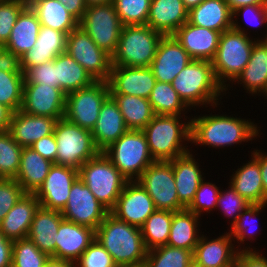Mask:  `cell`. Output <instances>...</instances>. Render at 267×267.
<instances>
[{
	"instance_id": "60d3db41",
	"label": "cell",
	"mask_w": 267,
	"mask_h": 267,
	"mask_svg": "<svg viewBox=\"0 0 267 267\" xmlns=\"http://www.w3.org/2000/svg\"><path fill=\"white\" fill-rule=\"evenodd\" d=\"M192 260L193 251L165 245L149 250L143 267H187Z\"/></svg>"
},
{
	"instance_id": "7a4b0ae2",
	"label": "cell",
	"mask_w": 267,
	"mask_h": 267,
	"mask_svg": "<svg viewBox=\"0 0 267 267\" xmlns=\"http://www.w3.org/2000/svg\"><path fill=\"white\" fill-rule=\"evenodd\" d=\"M190 142L214 148L248 142L259 136L258 126L247 119L226 115H203L190 119Z\"/></svg>"
},
{
	"instance_id": "44dd1931",
	"label": "cell",
	"mask_w": 267,
	"mask_h": 267,
	"mask_svg": "<svg viewBox=\"0 0 267 267\" xmlns=\"http://www.w3.org/2000/svg\"><path fill=\"white\" fill-rule=\"evenodd\" d=\"M220 32L194 26L188 21L173 36L193 60L212 61L219 44Z\"/></svg>"
},
{
	"instance_id": "680465c9",
	"label": "cell",
	"mask_w": 267,
	"mask_h": 267,
	"mask_svg": "<svg viewBox=\"0 0 267 267\" xmlns=\"http://www.w3.org/2000/svg\"><path fill=\"white\" fill-rule=\"evenodd\" d=\"M12 245L13 240L0 231V267H12Z\"/></svg>"
},
{
	"instance_id": "c3c4849f",
	"label": "cell",
	"mask_w": 267,
	"mask_h": 267,
	"mask_svg": "<svg viewBox=\"0 0 267 267\" xmlns=\"http://www.w3.org/2000/svg\"><path fill=\"white\" fill-rule=\"evenodd\" d=\"M250 205V202L240 196L233 187L229 185L228 190H224V192L220 190L216 207H219L222 213L227 217L231 216L233 218L230 225V227H232L237 222L241 212Z\"/></svg>"
},
{
	"instance_id": "2644e50d",
	"label": "cell",
	"mask_w": 267,
	"mask_h": 267,
	"mask_svg": "<svg viewBox=\"0 0 267 267\" xmlns=\"http://www.w3.org/2000/svg\"><path fill=\"white\" fill-rule=\"evenodd\" d=\"M263 93V94H262ZM261 94H262V96H266L267 97V83H266V85H265V88L261 91Z\"/></svg>"
},
{
	"instance_id": "f6af8a7d",
	"label": "cell",
	"mask_w": 267,
	"mask_h": 267,
	"mask_svg": "<svg viewBox=\"0 0 267 267\" xmlns=\"http://www.w3.org/2000/svg\"><path fill=\"white\" fill-rule=\"evenodd\" d=\"M123 26L146 25L151 0H113Z\"/></svg>"
},
{
	"instance_id": "9c48e42d",
	"label": "cell",
	"mask_w": 267,
	"mask_h": 267,
	"mask_svg": "<svg viewBox=\"0 0 267 267\" xmlns=\"http://www.w3.org/2000/svg\"><path fill=\"white\" fill-rule=\"evenodd\" d=\"M54 135L57 143V165L79 169L85 162L100 153L91 131L65 118L57 120Z\"/></svg>"
},
{
	"instance_id": "9a60e30c",
	"label": "cell",
	"mask_w": 267,
	"mask_h": 267,
	"mask_svg": "<svg viewBox=\"0 0 267 267\" xmlns=\"http://www.w3.org/2000/svg\"><path fill=\"white\" fill-rule=\"evenodd\" d=\"M156 210L153 200L137 180L127 181L110 211L118 220L141 228L148 217Z\"/></svg>"
},
{
	"instance_id": "a7ac6f4b",
	"label": "cell",
	"mask_w": 267,
	"mask_h": 267,
	"mask_svg": "<svg viewBox=\"0 0 267 267\" xmlns=\"http://www.w3.org/2000/svg\"><path fill=\"white\" fill-rule=\"evenodd\" d=\"M187 267H202L200 264H198L194 259L188 264Z\"/></svg>"
},
{
	"instance_id": "4dcf8cb0",
	"label": "cell",
	"mask_w": 267,
	"mask_h": 267,
	"mask_svg": "<svg viewBox=\"0 0 267 267\" xmlns=\"http://www.w3.org/2000/svg\"><path fill=\"white\" fill-rule=\"evenodd\" d=\"M252 159L233 173L229 182L233 189L251 204H267V195L264 193L260 164Z\"/></svg>"
},
{
	"instance_id": "91938a15",
	"label": "cell",
	"mask_w": 267,
	"mask_h": 267,
	"mask_svg": "<svg viewBox=\"0 0 267 267\" xmlns=\"http://www.w3.org/2000/svg\"><path fill=\"white\" fill-rule=\"evenodd\" d=\"M78 22L83 18L87 8L85 0H58Z\"/></svg>"
},
{
	"instance_id": "d590c367",
	"label": "cell",
	"mask_w": 267,
	"mask_h": 267,
	"mask_svg": "<svg viewBox=\"0 0 267 267\" xmlns=\"http://www.w3.org/2000/svg\"><path fill=\"white\" fill-rule=\"evenodd\" d=\"M199 219L200 216L187 209L174 212L167 245L194 252L201 237L197 228Z\"/></svg>"
},
{
	"instance_id": "e0dca14e",
	"label": "cell",
	"mask_w": 267,
	"mask_h": 267,
	"mask_svg": "<svg viewBox=\"0 0 267 267\" xmlns=\"http://www.w3.org/2000/svg\"><path fill=\"white\" fill-rule=\"evenodd\" d=\"M78 178V169L53 164L42 185L34 193L40 206L62 211L67 204L71 186Z\"/></svg>"
},
{
	"instance_id": "7c38bea8",
	"label": "cell",
	"mask_w": 267,
	"mask_h": 267,
	"mask_svg": "<svg viewBox=\"0 0 267 267\" xmlns=\"http://www.w3.org/2000/svg\"><path fill=\"white\" fill-rule=\"evenodd\" d=\"M153 200L156 210L173 212L186 209L178 199L170 161H155L137 179Z\"/></svg>"
},
{
	"instance_id": "94428289",
	"label": "cell",
	"mask_w": 267,
	"mask_h": 267,
	"mask_svg": "<svg viewBox=\"0 0 267 267\" xmlns=\"http://www.w3.org/2000/svg\"><path fill=\"white\" fill-rule=\"evenodd\" d=\"M253 157L260 164V173L262 177V183L264 188V193L267 195V154L260 152L259 150L252 151Z\"/></svg>"
},
{
	"instance_id": "6125c7cd",
	"label": "cell",
	"mask_w": 267,
	"mask_h": 267,
	"mask_svg": "<svg viewBox=\"0 0 267 267\" xmlns=\"http://www.w3.org/2000/svg\"><path fill=\"white\" fill-rule=\"evenodd\" d=\"M232 13L243 6L266 5L267 0H225Z\"/></svg>"
},
{
	"instance_id": "ab89813d",
	"label": "cell",
	"mask_w": 267,
	"mask_h": 267,
	"mask_svg": "<svg viewBox=\"0 0 267 267\" xmlns=\"http://www.w3.org/2000/svg\"><path fill=\"white\" fill-rule=\"evenodd\" d=\"M155 115H179L189 108L179 97L172 84L156 81L149 97ZM184 109V110H183Z\"/></svg>"
},
{
	"instance_id": "ac0fdd59",
	"label": "cell",
	"mask_w": 267,
	"mask_h": 267,
	"mask_svg": "<svg viewBox=\"0 0 267 267\" xmlns=\"http://www.w3.org/2000/svg\"><path fill=\"white\" fill-rule=\"evenodd\" d=\"M110 94H125L149 99L156 78L150 67L112 66L107 81Z\"/></svg>"
},
{
	"instance_id": "83f0119b",
	"label": "cell",
	"mask_w": 267,
	"mask_h": 267,
	"mask_svg": "<svg viewBox=\"0 0 267 267\" xmlns=\"http://www.w3.org/2000/svg\"><path fill=\"white\" fill-rule=\"evenodd\" d=\"M39 206V201L34 194L25 193L0 223L2 234L13 241L27 238Z\"/></svg>"
},
{
	"instance_id": "e575fe53",
	"label": "cell",
	"mask_w": 267,
	"mask_h": 267,
	"mask_svg": "<svg viewBox=\"0 0 267 267\" xmlns=\"http://www.w3.org/2000/svg\"><path fill=\"white\" fill-rule=\"evenodd\" d=\"M53 62L56 64V88H60L66 95L95 82L83 66L66 51L53 59Z\"/></svg>"
},
{
	"instance_id": "816d5d0a",
	"label": "cell",
	"mask_w": 267,
	"mask_h": 267,
	"mask_svg": "<svg viewBox=\"0 0 267 267\" xmlns=\"http://www.w3.org/2000/svg\"><path fill=\"white\" fill-rule=\"evenodd\" d=\"M24 194L22 186L15 179L0 178V223Z\"/></svg>"
},
{
	"instance_id": "4fadbf2b",
	"label": "cell",
	"mask_w": 267,
	"mask_h": 267,
	"mask_svg": "<svg viewBox=\"0 0 267 267\" xmlns=\"http://www.w3.org/2000/svg\"><path fill=\"white\" fill-rule=\"evenodd\" d=\"M66 52L92 76L95 81H108L111 56L100 49L79 26L66 38Z\"/></svg>"
},
{
	"instance_id": "52a82bcc",
	"label": "cell",
	"mask_w": 267,
	"mask_h": 267,
	"mask_svg": "<svg viewBox=\"0 0 267 267\" xmlns=\"http://www.w3.org/2000/svg\"><path fill=\"white\" fill-rule=\"evenodd\" d=\"M162 37L147 25L123 26L112 66L150 67Z\"/></svg>"
},
{
	"instance_id": "03108f58",
	"label": "cell",
	"mask_w": 267,
	"mask_h": 267,
	"mask_svg": "<svg viewBox=\"0 0 267 267\" xmlns=\"http://www.w3.org/2000/svg\"><path fill=\"white\" fill-rule=\"evenodd\" d=\"M185 8L190 11L191 9L199 6L204 0H182Z\"/></svg>"
},
{
	"instance_id": "6f0895ef",
	"label": "cell",
	"mask_w": 267,
	"mask_h": 267,
	"mask_svg": "<svg viewBox=\"0 0 267 267\" xmlns=\"http://www.w3.org/2000/svg\"><path fill=\"white\" fill-rule=\"evenodd\" d=\"M0 70L9 73H23L20 57L3 46L0 47Z\"/></svg>"
},
{
	"instance_id": "5bb4252c",
	"label": "cell",
	"mask_w": 267,
	"mask_h": 267,
	"mask_svg": "<svg viewBox=\"0 0 267 267\" xmlns=\"http://www.w3.org/2000/svg\"><path fill=\"white\" fill-rule=\"evenodd\" d=\"M110 211L101 204L79 177L71 186L67 204L61 211L64 220L98 228Z\"/></svg>"
},
{
	"instance_id": "ffe728a7",
	"label": "cell",
	"mask_w": 267,
	"mask_h": 267,
	"mask_svg": "<svg viewBox=\"0 0 267 267\" xmlns=\"http://www.w3.org/2000/svg\"><path fill=\"white\" fill-rule=\"evenodd\" d=\"M95 240V230L63 220L56 238V259L75 263Z\"/></svg>"
},
{
	"instance_id": "d6a6232c",
	"label": "cell",
	"mask_w": 267,
	"mask_h": 267,
	"mask_svg": "<svg viewBox=\"0 0 267 267\" xmlns=\"http://www.w3.org/2000/svg\"><path fill=\"white\" fill-rule=\"evenodd\" d=\"M40 28L41 24L37 15L29 6H26L19 14L10 37L3 47L21 58L34 46Z\"/></svg>"
},
{
	"instance_id": "30bf717a",
	"label": "cell",
	"mask_w": 267,
	"mask_h": 267,
	"mask_svg": "<svg viewBox=\"0 0 267 267\" xmlns=\"http://www.w3.org/2000/svg\"><path fill=\"white\" fill-rule=\"evenodd\" d=\"M79 27L84 30L96 45L108 53L114 54L123 24L113 3L87 6Z\"/></svg>"
},
{
	"instance_id": "9f6ffc18",
	"label": "cell",
	"mask_w": 267,
	"mask_h": 267,
	"mask_svg": "<svg viewBox=\"0 0 267 267\" xmlns=\"http://www.w3.org/2000/svg\"><path fill=\"white\" fill-rule=\"evenodd\" d=\"M30 147L37 153H39L43 158L56 164L57 143L54 133L48 136H44L43 138L34 142Z\"/></svg>"
},
{
	"instance_id": "89a4df30",
	"label": "cell",
	"mask_w": 267,
	"mask_h": 267,
	"mask_svg": "<svg viewBox=\"0 0 267 267\" xmlns=\"http://www.w3.org/2000/svg\"><path fill=\"white\" fill-rule=\"evenodd\" d=\"M18 1L25 4L26 6H30L35 0H18Z\"/></svg>"
},
{
	"instance_id": "003e7915",
	"label": "cell",
	"mask_w": 267,
	"mask_h": 267,
	"mask_svg": "<svg viewBox=\"0 0 267 267\" xmlns=\"http://www.w3.org/2000/svg\"><path fill=\"white\" fill-rule=\"evenodd\" d=\"M113 0H85L87 6L98 5V4H107L111 3Z\"/></svg>"
},
{
	"instance_id": "b9f144b4",
	"label": "cell",
	"mask_w": 267,
	"mask_h": 267,
	"mask_svg": "<svg viewBox=\"0 0 267 267\" xmlns=\"http://www.w3.org/2000/svg\"><path fill=\"white\" fill-rule=\"evenodd\" d=\"M23 148L8 130L0 132V178L15 179L20 167Z\"/></svg>"
},
{
	"instance_id": "f1b7e54d",
	"label": "cell",
	"mask_w": 267,
	"mask_h": 267,
	"mask_svg": "<svg viewBox=\"0 0 267 267\" xmlns=\"http://www.w3.org/2000/svg\"><path fill=\"white\" fill-rule=\"evenodd\" d=\"M173 167L175 186L179 202L187 208L204 177L199 169V164L193 155L188 152L180 157L170 160Z\"/></svg>"
},
{
	"instance_id": "db71d44e",
	"label": "cell",
	"mask_w": 267,
	"mask_h": 267,
	"mask_svg": "<svg viewBox=\"0 0 267 267\" xmlns=\"http://www.w3.org/2000/svg\"><path fill=\"white\" fill-rule=\"evenodd\" d=\"M243 14L245 21L251 25H264L267 28V9L266 5H248L236 9L233 12V17ZM254 16V17H253ZM251 17V19H250ZM254 21V22H252ZM252 27V26H251ZM266 36V37H265ZM261 40H267V34Z\"/></svg>"
},
{
	"instance_id": "d6986e66",
	"label": "cell",
	"mask_w": 267,
	"mask_h": 267,
	"mask_svg": "<svg viewBox=\"0 0 267 267\" xmlns=\"http://www.w3.org/2000/svg\"><path fill=\"white\" fill-rule=\"evenodd\" d=\"M193 59L173 35L163 36L157 46L150 68L156 81L172 83Z\"/></svg>"
},
{
	"instance_id": "74e56055",
	"label": "cell",
	"mask_w": 267,
	"mask_h": 267,
	"mask_svg": "<svg viewBox=\"0 0 267 267\" xmlns=\"http://www.w3.org/2000/svg\"><path fill=\"white\" fill-rule=\"evenodd\" d=\"M110 95L116 101L129 130H143L155 116L149 99L125 94Z\"/></svg>"
},
{
	"instance_id": "5b68a950",
	"label": "cell",
	"mask_w": 267,
	"mask_h": 267,
	"mask_svg": "<svg viewBox=\"0 0 267 267\" xmlns=\"http://www.w3.org/2000/svg\"><path fill=\"white\" fill-rule=\"evenodd\" d=\"M180 117L155 115L142 130L155 161H170L190 152L182 143L191 141V123L182 122Z\"/></svg>"
},
{
	"instance_id": "3957f363",
	"label": "cell",
	"mask_w": 267,
	"mask_h": 267,
	"mask_svg": "<svg viewBox=\"0 0 267 267\" xmlns=\"http://www.w3.org/2000/svg\"><path fill=\"white\" fill-rule=\"evenodd\" d=\"M238 24L237 18L233 17L232 28L220 34L218 48L211 61L215 77L225 91L230 86L225 84L227 80L234 82L249 62L256 42Z\"/></svg>"
},
{
	"instance_id": "7402d4cb",
	"label": "cell",
	"mask_w": 267,
	"mask_h": 267,
	"mask_svg": "<svg viewBox=\"0 0 267 267\" xmlns=\"http://www.w3.org/2000/svg\"><path fill=\"white\" fill-rule=\"evenodd\" d=\"M57 119L48 116L27 114L20 109L12 113L8 131L14 141L22 148L54 133Z\"/></svg>"
},
{
	"instance_id": "681fc988",
	"label": "cell",
	"mask_w": 267,
	"mask_h": 267,
	"mask_svg": "<svg viewBox=\"0 0 267 267\" xmlns=\"http://www.w3.org/2000/svg\"><path fill=\"white\" fill-rule=\"evenodd\" d=\"M74 264L75 267H117L112 256L96 239Z\"/></svg>"
},
{
	"instance_id": "7bdbcfd3",
	"label": "cell",
	"mask_w": 267,
	"mask_h": 267,
	"mask_svg": "<svg viewBox=\"0 0 267 267\" xmlns=\"http://www.w3.org/2000/svg\"><path fill=\"white\" fill-rule=\"evenodd\" d=\"M24 73H9L0 70V104L12 113L22 106Z\"/></svg>"
},
{
	"instance_id": "bcb514c9",
	"label": "cell",
	"mask_w": 267,
	"mask_h": 267,
	"mask_svg": "<svg viewBox=\"0 0 267 267\" xmlns=\"http://www.w3.org/2000/svg\"><path fill=\"white\" fill-rule=\"evenodd\" d=\"M219 188L214 183L203 181L199 184L194 199L191 204L186 208L187 210L201 216L203 211L208 212L216 208L219 197Z\"/></svg>"
},
{
	"instance_id": "f907efd6",
	"label": "cell",
	"mask_w": 267,
	"mask_h": 267,
	"mask_svg": "<svg viewBox=\"0 0 267 267\" xmlns=\"http://www.w3.org/2000/svg\"><path fill=\"white\" fill-rule=\"evenodd\" d=\"M266 206L267 204H263V205L251 204L245 210H243L241 214L238 216L237 222L231 227V230L229 232L231 237L232 238L234 237V239L237 240L238 243L240 241V244L241 243L243 244L245 239L246 240L248 238L250 239V237L251 239H254L253 232H255L254 231L255 228L248 229L250 225L248 227L246 225L250 224L249 222L252 221V219L254 218L256 219V216L259 215V212H261L262 209H264ZM247 219L249 220V222L247 221ZM255 219H254V222H255Z\"/></svg>"
},
{
	"instance_id": "d4e9b609",
	"label": "cell",
	"mask_w": 267,
	"mask_h": 267,
	"mask_svg": "<svg viewBox=\"0 0 267 267\" xmlns=\"http://www.w3.org/2000/svg\"><path fill=\"white\" fill-rule=\"evenodd\" d=\"M67 35L61 31L41 26L34 46L20 58L21 69L25 74L30 68L55 59L66 51Z\"/></svg>"
},
{
	"instance_id": "8d00e7d4",
	"label": "cell",
	"mask_w": 267,
	"mask_h": 267,
	"mask_svg": "<svg viewBox=\"0 0 267 267\" xmlns=\"http://www.w3.org/2000/svg\"><path fill=\"white\" fill-rule=\"evenodd\" d=\"M37 15L41 26L52 28L68 35L79 26L58 0H35L29 6Z\"/></svg>"
},
{
	"instance_id": "7dc6e473",
	"label": "cell",
	"mask_w": 267,
	"mask_h": 267,
	"mask_svg": "<svg viewBox=\"0 0 267 267\" xmlns=\"http://www.w3.org/2000/svg\"><path fill=\"white\" fill-rule=\"evenodd\" d=\"M25 7L26 5L18 0H0V47L6 44L19 14Z\"/></svg>"
},
{
	"instance_id": "f5cc1de1",
	"label": "cell",
	"mask_w": 267,
	"mask_h": 267,
	"mask_svg": "<svg viewBox=\"0 0 267 267\" xmlns=\"http://www.w3.org/2000/svg\"><path fill=\"white\" fill-rule=\"evenodd\" d=\"M24 81V83H37L56 87V64L51 60L30 68L24 74Z\"/></svg>"
},
{
	"instance_id": "be15d7a7",
	"label": "cell",
	"mask_w": 267,
	"mask_h": 267,
	"mask_svg": "<svg viewBox=\"0 0 267 267\" xmlns=\"http://www.w3.org/2000/svg\"><path fill=\"white\" fill-rule=\"evenodd\" d=\"M11 115L12 112L0 104V132L8 130Z\"/></svg>"
},
{
	"instance_id": "836d02e7",
	"label": "cell",
	"mask_w": 267,
	"mask_h": 267,
	"mask_svg": "<svg viewBox=\"0 0 267 267\" xmlns=\"http://www.w3.org/2000/svg\"><path fill=\"white\" fill-rule=\"evenodd\" d=\"M243 83L249 94L256 95L265 88L267 83V40L257 39L249 62L234 82Z\"/></svg>"
},
{
	"instance_id": "277c9868",
	"label": "cell",
	"mask_w": 267,
	"mask_h": 267,
	"mask_svg": "<svg viewBox=\"0 0 267 267\" xmlns=\"http://www.w3.org/2000/svg\"><path fill=\"white\" fill-rule=\"evenodd\" d=\"M171 84L188 107L207 104L217 107V97L225 92L215 77L211 61L205 60H192Z\"/></svg>"
},
{
	"instance_id": "8992f818",
	"label": "cell",
	"mask_w": 267,
	"mask_h": 267,
	"mask_svg": "<svg viewBox=\"0 0 267 267\" xmlns=\"http://www.w3.org/2000/svg\"><path fill=\"white\" fill-rule=\"evenodd\" d=\"M78 177L109 211L115 207L128 181L104 152L85 162L78 169Z\"/></svg>"
},
{
	"instance_id": "4316f807",
	"label": "cell",
	"mask_w": 267,
	"mask_h": 267,
	"mask_svg": "<svg viewBox=\"0 0 267 267\" xmlns=\"http://www.w3.org/2000/svg\"><path fill=\"white\" fill-rule=\"evenodd\" d=\"M64 220L60 211L39 206L27 238L31 240L40 251L56 259V238L60 223Z\"/></svg>"
},
{
	"instance_id": "484cf974",
	"label": "cell",
	"mask_w": 267,
	"mask_h": 267,
	"mask_svg": "<svg viewBox=\"0 0 267 267\" xmlns=\"http://www.w3.org/2000/svg\"><path fill=\"white\" fill-rule=\"evenodd\" d=\"M182 0H151L146 25L163 36L173 35L188 21Z\"/></svg>"
},
{
	"instance_id": "f546056e",
	"label": "cell",
	"mask_w": 267,
	"mask_h": 267,
	"mask_svg": "<svg viewBox=\"0 0 267 267\" xmlns=\"http://www.w3.org/2000/svg\"><path fill=\"white\" fill-rule=\"evenodd\" d=\"M188 22L222 33L232 28L233 13L225 0H204L189 11Z\"/></svg>"
},
{
	"instance_id": "8fae6325",
	"label": "cell",
	"mask_w": 267,
	"mask_h": 267,
	"mask_svg": "<svg viewBox=\"0 0 267 267\" xmlns=\"http://www.w3.org/2000/svg\"><path fill=\"white\" fill-rule=\"evenodd\" d=\"M109 95L110 89L106 81H95L90 86L67 94L64 118L92 131L99 117L100 108Z\"/></svg>"
},
{
	"instance_id": "2e32d148",
	"label": "cell",
	"mask_w": 267,
	"mask_h": 267,
	"mask_svg": "<svg viewBox=\"0 0 267 267\" xmlns=\"http://www.w3.org/2000/svg\"><path fill=\"white\" fill-rule=\"evenodd\" d=\"M66 94L56 87L24 83L21 111L35 116L64 118Z\"/></svg>"
},
{
	"instance_id": "1f68e13d",
	"label": "cell",
	"mask_w": 267,
	"mask_h": 267,
	"mask_svg": "<svg viewBox=\"0 0 267 267\" xmlns=\"http://www.w3.org/2000/svg\"><path fill=\"white\" fill-rule=\"evenodd\" d=\"M53 164L31 147H24L15 180L22 186L25 193L34 194L49 174Z\"/></svg>"
},
{
	"instance_id": "603a6c76",
	"label": "cell",
	"mask_w": 267,
	"mask_h": 267,
	"mask_svg": "<svg viewBox=\"0 0 267 267\" xmlns=\"http://www.w3.org/2000/svg\"><path fill=\"white\" fill-rule=\"evenodd\" d=\"M230 233L208 240L202 234L193 252V259L202 267H235L239 250L234 248Z\"/></svg>"
},
{
	"instance_id": "f35d334b",
	"label": "cell",
	"mask_w": 267,
	"mask_h": 267,
	"mask_svg": "<svg viewBox=\"0 0 267 267\" xmlns=\"http://www.w3.org/2000/svg\"><path fill=\"white\" fill-rule=\"evenodd\" d=\"M173 213L169 210H155L140 228L148 251L167 245Z\"/></svg>"
},
{
	"instance_id": "6da1fadb",
	"label": "cell",
	"mask_w": 267,
	"mask_h": 267,
	"mask_svg": "<svg viewBox=\"0 0 267 267\" xmlns=\"http://www.w3.org/2000/svg\"><path fill=\"white\" fill-rule=\"evenodd\" d=\"M95 239L117 266H143L148 250L141 229L109 213L95 230Z\"/></svg>"
},
{
	"instance_id": "11a10c76",
	"label": "cell",
	"mask_w": 267,
	"mask_h": 267,
	"mask_svg": "<svg viewBox=\"0 0 267 267\" xmlns=\"http://www.w3.org/2000/svg\"><path fill=\"white\" fill-rule=\"evenodd\" d=\"M235 267H267V258L254 249L245 247L239 250Z\"/></svg>"
},
{
	"instance_id": "cb8c5ba5",
	"label": "cell",
	"mask_w": 267,
	"mask_h": 267,
	"mask_svg": "<svg viewBox=\"0 0 267 267\" xmlns=\"http://www.w3.org/2000/svg\"><path fill=\"white\" fill-rule=\"evenodd\" d=\"M128 130L116 101L109 95L103 102L91 131L96 147L103 152Z\"/></svg>"
},
{
	"instance_id": "e7e4bbea",
	"label": "cell",
	"mask_w": 267,
	"mask_h": 267,
	"mask_svg": "<svg viewBox=\"0 0 267 267\" xmlns=\"http://www.w3.org/2000/svg\"><path fill=\"white\" fill-rule=\"evenodd\" d=\"M44 267H75V264L50 257Z\"/></svg>"
},
{
	"instance_id": "ee69618b",
	"label": "cell",
	"mask_w": 267,
	"mask_h": 267,
	"mask_svg": "<svg viewBox=\"0 0 267 267\" xmlns=\"http://www.w3.org/2000/svg\"><path fill=\"white\" fill-rule=\"evenodd\" d=\"M49 258L28 238L13 241L12 267H44Z\"/></svg>"
},
{
	"instance_id": "8c879c8a",
	"label": "cell",
	"mask_w": 267,
	"mask_h": 267,
	"mask_svg": "<svg viewBox=\"0 0 267 267\" xmlns=\"http://www.w3.org/2000/svg\"><path fill=\"white\" fill-rule=\"evenodd\" d=\"M117 267H143V266H117Z\"/></svg>"
},
{
	"instance_id": "ba28073f",
	"label": "cell",
	"mask_w": 267,
	"mask_h": 267,
	"mask_svg": "<svg viewBox=\"0 0 267 267\" xmlns=\"http://www.w3.org/2000/svg\"><path fill=\"white\" fill-rule=\"evenodd\" d=\"M103 152L128 181L137 180L155 162L142 130H128Z\"/></svg>"
}]
</instances>
